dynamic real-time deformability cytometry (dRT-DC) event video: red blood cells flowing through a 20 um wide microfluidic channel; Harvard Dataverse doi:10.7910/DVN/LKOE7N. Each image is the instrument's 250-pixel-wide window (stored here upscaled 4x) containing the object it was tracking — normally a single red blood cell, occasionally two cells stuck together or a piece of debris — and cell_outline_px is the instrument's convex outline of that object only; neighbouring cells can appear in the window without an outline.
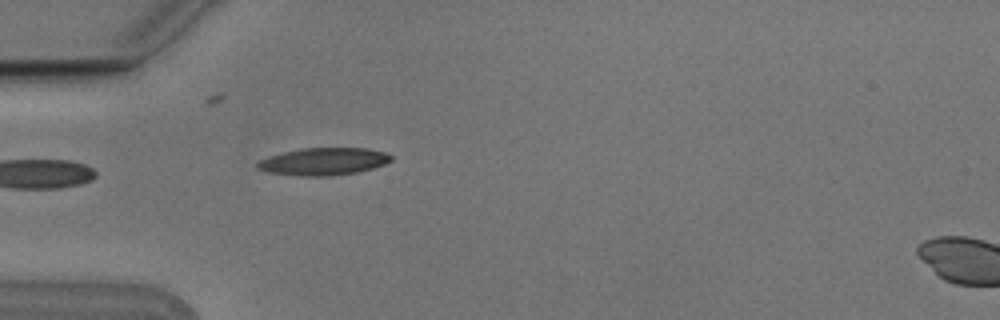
{"species": "Egyptian fruit bat (a non-hibernating species)", "species_latin": "Rousettus aegyptiacus", "temperature_condition": "cold", "stored_images_in_passage": 3, "camera_frame_rate_fps": 3000, "um_per_image_px": 0.085, "animal": {"sex": "male"}, "frame": {"image": 1, "passage_image": 2, "time_ms": 0.333, "image_size_px": [1000, 320], "cell_outline_px": [[392, 160], [384, 164], [372, 168], [356, 172], [332, 176], [300, 176], [268, 172], [256, 168], [256, 164], [260, 160], [284, 152], [300, 148], [364, 148], [384, 152], [392, 156]], "centroid_in_image_um": [27.5, 13.73], "position_along_channel_um": 57.5, "area_um2": 21.15}}